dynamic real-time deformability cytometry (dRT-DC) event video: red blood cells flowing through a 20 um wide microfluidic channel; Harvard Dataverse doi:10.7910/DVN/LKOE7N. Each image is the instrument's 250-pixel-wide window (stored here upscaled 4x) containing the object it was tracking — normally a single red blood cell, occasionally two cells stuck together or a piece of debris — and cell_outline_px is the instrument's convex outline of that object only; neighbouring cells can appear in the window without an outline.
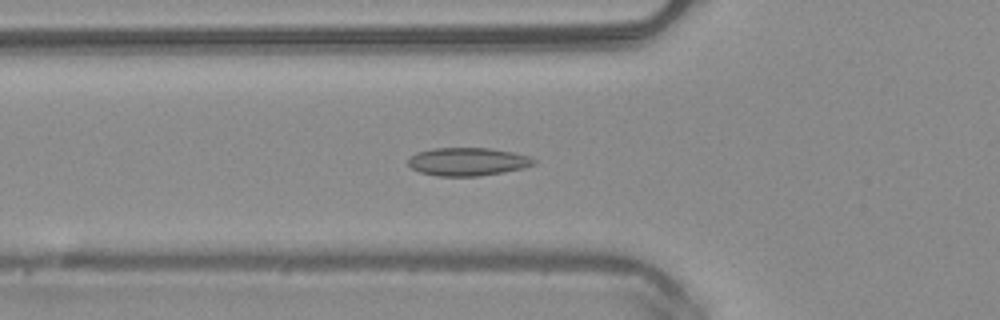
{"species": "common noctule bat (a hibernating species)", "species_latin": "Nyctalus noctula", "temperature_condition": "warm", "stored_images_in_passage": 49, "camera_frame_rate_fps": 3000, "um_per_image_px": 0.085, "animal": {"sex": "male", "body_mass_g": 20.4}, "frame": {"image": 1, "passage_image": 16, "time_ms": 5.0, "image_size_px": [1000, 320], "cell_outline_px": [[536, 164], [524, 168], [504, 172], [480, 176], [440, 176], [420, 172], [412, 168], [408, 164], [408, 160], [416, 152], [432, 148], [488, 148], [512, 152], [528, 156], [536, 160]], "centroid_in_image_um": [39.77, 13.74], "position_along_channel_um": 86.0, "area_um2": 20.58}}
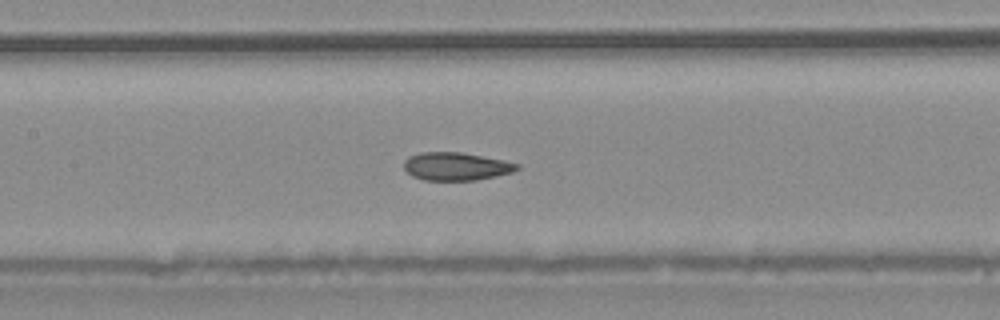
{"frame": {"image": 2, "passage_image": 22, "time_ms": 7.0, "image_size_px": [1000, 320], "cell_outline_px": [[520, 168], [512, 172], [496, 176], [476, 180], [424, 180], [412, 176], [404, 168], [404, 160], [408, 156], [420, 152], [460, 152], [504, 160], [520, 164]], "centroid_in_image_um": [38.76, 14.14], "position_along_channel_um": 168.6, "area_um2": 18.5}}
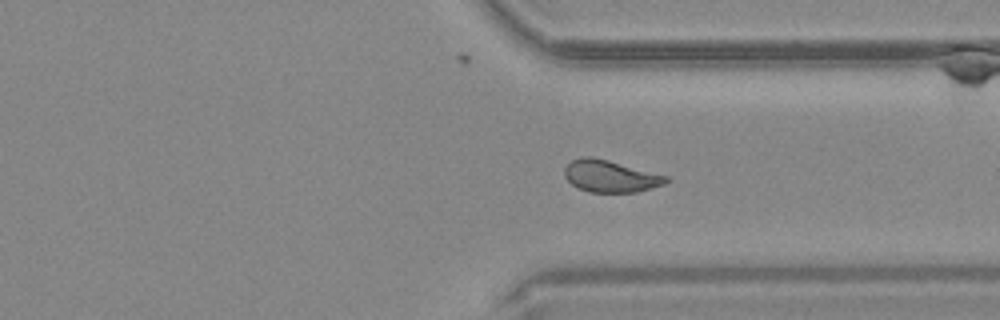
{"frame": {"image": 3, "passage_image": 36, "time_ms": 11.667, "image_size_px": [1000, 320], "cell_outline_px": [[668, 180], [664, 184], [636, 192], [588, 192], [572, 184], [564, 176], [564, 168], [572, 160], [580, 156], [592, 156], [608, 160], [668, 176]], "centroid_in_image_um": [51.85, 14.96], "position_along_channel_um": 359.6, "area_um2": 18.79}, "authors_computed_cell_mechanics": {"area_um2": 19.4786, "velocity_mm_per_s": 4.0872, "shape_relaxation_time_tau1_ms": 6.3863, "shape_relaxation_time_tau2_ms": 1.1151, "deformation_change_tau1": 0.1415, "deformation_change_tau2": 0.0461}}